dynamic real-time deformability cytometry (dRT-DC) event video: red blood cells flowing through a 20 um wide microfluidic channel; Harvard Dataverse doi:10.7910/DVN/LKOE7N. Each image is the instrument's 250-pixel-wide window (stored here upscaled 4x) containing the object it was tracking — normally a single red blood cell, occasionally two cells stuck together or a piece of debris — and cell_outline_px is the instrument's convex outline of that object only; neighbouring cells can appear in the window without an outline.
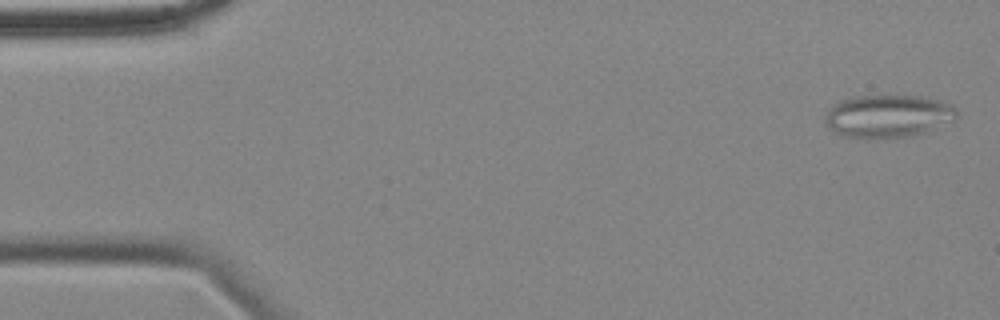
{"species": "common noctule bat (a hibernating species)", "species_latin": "Nyctalus noctula", "temperature_condition": "cold", "stored_images_in_passage": 57, "segment_of_instrument_passage": [1, 2], "camera_frame_rate_fps": 3000, "um_per_image_px": 0.085, "animal": {"sex": "female", "body_mass_g": 18.4}, "frame": {"image": 1, "passage_image": 2, "time_ms": 0.333, "image_size_px": [1000, 320], "cell_outline_px": [[956, 116], [924, 132], [912, 136], [884, 140], [844, 136], [836, 132], [824, 120], [828, 112], [840, 100], [848, 96], [920, 96], [940, 100], [952, 104], [956, 108]], "centroid_in_image_um": [75.46, 9.87], "position_along_channel_um": 9.5, "area_um2": 32.54}}